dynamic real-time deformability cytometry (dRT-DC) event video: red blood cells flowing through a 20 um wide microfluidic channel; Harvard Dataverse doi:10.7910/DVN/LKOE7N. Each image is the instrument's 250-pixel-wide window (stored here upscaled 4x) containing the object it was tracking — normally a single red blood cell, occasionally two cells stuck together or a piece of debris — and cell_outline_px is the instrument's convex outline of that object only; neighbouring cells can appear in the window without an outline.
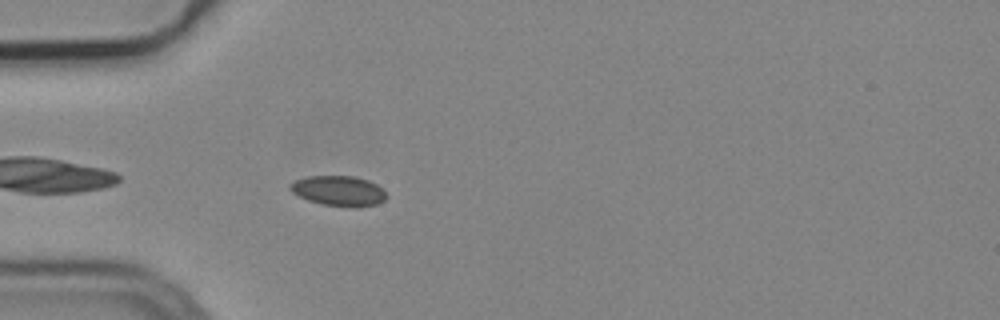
{"species": "common noctule bat (a hibernating species)", "species_latin": "Nyctalus noctula", "temperature_condition": "cold", "stored_images_in_passage": 34, "camera_frame_rate_fps": 3000, "um_per_image_px": 0.085, "animal": {"sex": "male", "body_mass_g": 19.2, "forearm_length_mm": 51.8}, "frame": {"image": 1, "passage_image": 3, "time_ms": 0.667, "image_size_px": [1000, 320], "cell_outline_px": [[388, 196], [384, 200], [376, 204], [356, 208], [352, 208], [324, 204], [308, 200], [292, 192], [288, 188], [288, 184], [296, 180], [308, 176], [352, 176], [368, 180], [384, 188]], "centroid_in_image_um": [28.82, 16.22], "position_along_channel_um": 56.2, "area_um2": 17.05}}
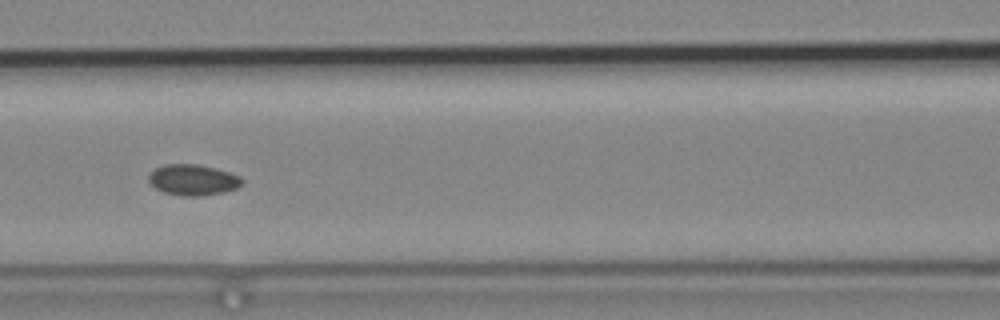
{"frame": {"image": 2, "passage_image": 11, "time_ms": 3.333, "image_size_px": [1000, 320], "cell_outline_px": [[244, 184], [236, 188], [224, 192], [200, 196], [184, 196], [164, 192], [156, 188], [148, 180], [148, 176], [156, 168], [164, 164], [196, 164], [216, 168], [240, 176], [244, 180]], "centroid_in_image_um": [16.43, 15.29], "position_along_channel_um": 150.2, "area_um2": 16.76}}
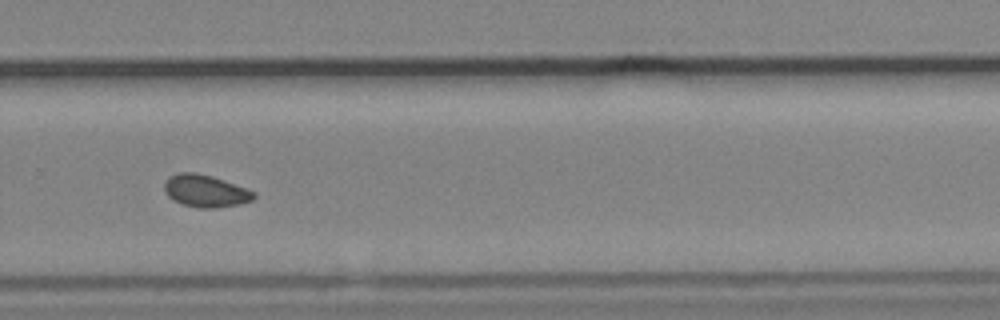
{"frame": {"image": 3, "passage_image": 24, "time_ms": 7.667, "image_size_px": [1000, 320], "cell_outline_px": [[256, 196], [252, 200], [240, 204], [216, 208], [200, 208], [184, 204], [168, 196], [164, 192], [164, 180], [168, 176], [180, 172], [196, 172], [212, 176], [224, 180], [256, 192]], "centroid_in_image_um": [17.46, 16.22], "position_along_channel_um": 312.3, "area_um2": 16.88}, "authors_computed_cell_mechanics": {"area_um2": 16.9354, "velocity_mm_per_s": 3.749, "shape_relaxation_time_tau1_ms": null, "shape_relaxation_time_tau2_ms": 2.6479, "deformation_change_tau1": null, "deformation_change_tau2": 0.0588}}